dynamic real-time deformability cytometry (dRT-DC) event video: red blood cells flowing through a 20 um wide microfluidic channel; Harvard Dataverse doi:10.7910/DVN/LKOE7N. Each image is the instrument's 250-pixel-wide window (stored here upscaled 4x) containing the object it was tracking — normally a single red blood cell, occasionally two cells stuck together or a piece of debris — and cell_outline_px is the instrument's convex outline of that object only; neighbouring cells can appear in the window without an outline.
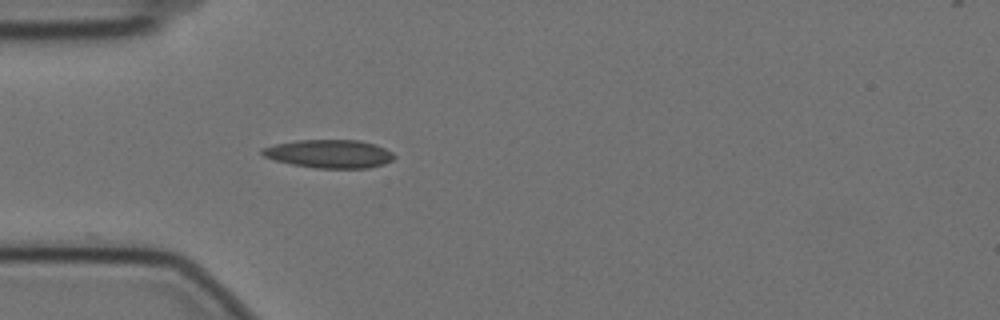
{"species": "Egyptian fruit bat (a non-hibernating species)", "species_latin": "Rousettus aegyptiacus", "temperature_condition": "cold", "stored_images_in_passage": 40, "camera_frame_rate_fps": 3000, "um_per_image_px": 0.085, "animal": {"sex": "female"}, "frame": {"image": 1, "passage_image": 1, "time_ms": 0.0, "image_size_px": [1000, 320], "cell_outline_px": [[396, 156], [392, 160], [384, 164], [368, 168], [316, 168], [292, 164], [276, 160], [264, 156], [260, 152], [260, 148], [276, 144], [296, 140], [360, 140], [376, 144], [392, 152]], "centroid_in_image_um": [28.01, 13.07], "position_along_channel_um": 57.0, "area_um2": 21.79}}
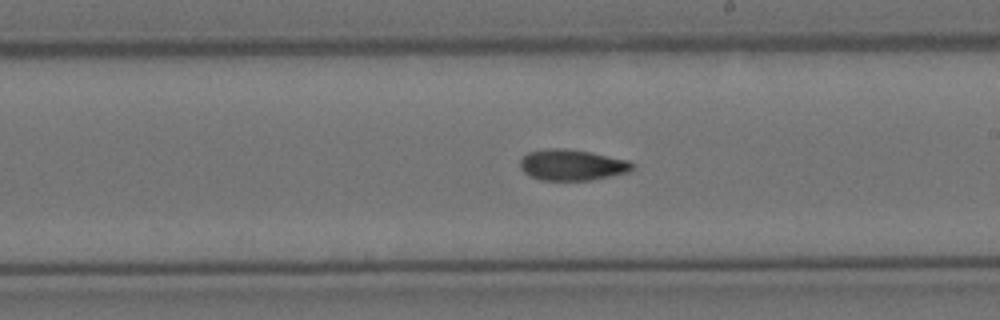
{"frame": {"image": 2, "passage_image": 17, "time_ms": 5.333, "image_size_px": [1000, 320], "cell_outline_px": [[636, 164], [628, 172], [592, 180], [540, 180], [528, 176], [520, 168], [520, 160], [528, 152], [548, 148], [564, 148], [592, 152], [628, 160]], "centroid_in_image_um": [48.61, 14.02], "position_along_channel_um": 240.4, "area_um2": 20.4}}
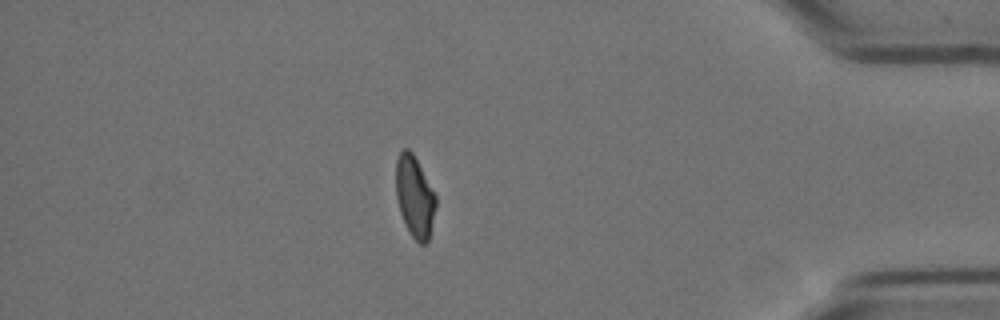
{"frame": {"image": 3, "passage_image": 34, "time_ms": 11.0, "image_size_px": [1000, 320], "cell_outline_px": [[436, 208], [428, 240], [424, 244], [420, 244], [412, 236], [400, 212], [396, 196], [396, 160], [400, 152], [404, 148], [408, 148], [412, 152], [436, 196]], "centroid_in_image_um": [35.24, 16.7], "position_along_channel_um": 400.0, "area_um2": 18.55}, "authors_computed_cell_mechanics": {"area_um2": 20.0566, "velocity_mm_per_s": 3.5078, "shape_relaxation_time_tau1_ms": 7.5661, "shape_relaxation_time_tau2_ms": 4.653, "deformation_change_tau1": 0.1902, "deformation_change_tau2": 0.1042}}